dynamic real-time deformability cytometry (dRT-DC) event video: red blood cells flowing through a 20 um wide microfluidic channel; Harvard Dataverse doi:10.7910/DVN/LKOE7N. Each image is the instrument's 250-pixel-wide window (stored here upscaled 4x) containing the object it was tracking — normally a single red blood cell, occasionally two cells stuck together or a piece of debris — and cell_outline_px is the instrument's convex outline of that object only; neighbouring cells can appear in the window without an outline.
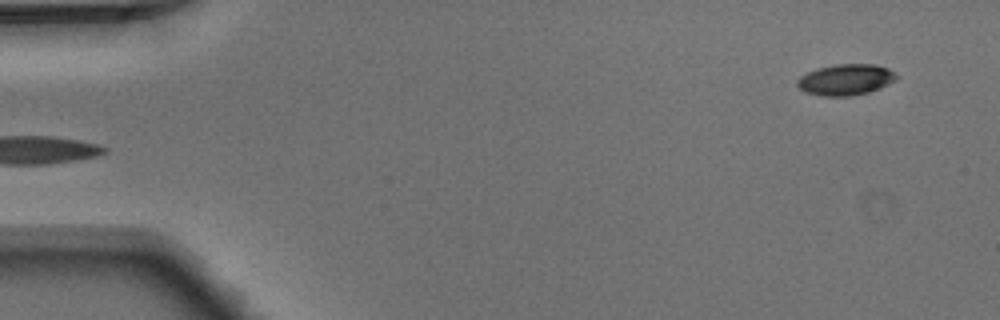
{"species": "Egyptian fruit bat (a non-hibernating species)", "species_latin": "Rousettus aegyptiacus", "temperature_condition": "warm", "stored_images_in_passage": 4, "camera_frame_rate_fps": 3000, "um_per_image_px": 0.085, "animal": {"sex": "male"}, "frame": {"image": 1, "passage_image": 4, "time_ms": 1.0, "image_size_px": [1000, 320], "cell_outline_px": [[900, 76], [896, 80], [880, 88], [868, 92], [848, 96], [824, 96], [804, 92], [796, 84], [796, 80], [800, 76], [816, 68], [836, 64], [876, 64], [888, 68]], "centroid_in_image_um": [71.89, 6.76], "position_along_channel_um": 13.1, "area_um2": 18.09}}